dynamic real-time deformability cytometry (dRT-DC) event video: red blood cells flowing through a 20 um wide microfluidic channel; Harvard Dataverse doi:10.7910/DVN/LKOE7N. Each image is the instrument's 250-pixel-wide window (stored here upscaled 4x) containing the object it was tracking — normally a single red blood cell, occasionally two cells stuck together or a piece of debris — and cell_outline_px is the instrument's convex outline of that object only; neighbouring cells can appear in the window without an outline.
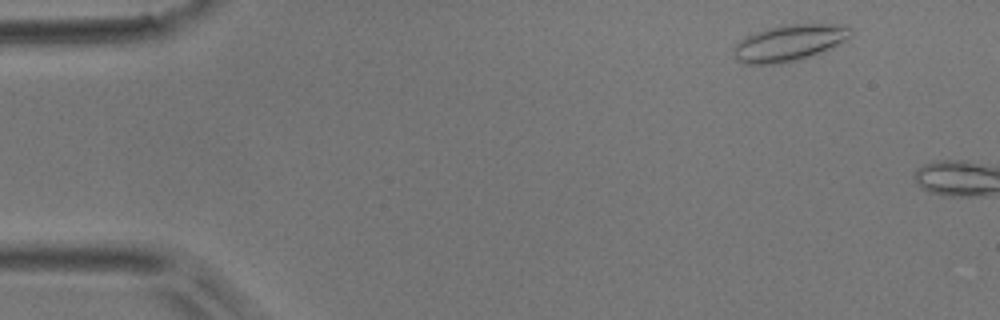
{"species": "common noctule bat (a hibernating species)", "species_latin": "Nyctalus noctula", "temperature_condition": "room temperature", "stored_images_in_passage": 5, "camera_frame_rate_fps": 3000, "um_per_image_px": 0.085, "animal": {"sex": "male", "body_mass_g": 17.9}, "frame": {"image": 1, "passage_image": 3, "time_ms": 0.667, "image_size_px": [1000, 320], "cell_outline_px": [[852, 36], [848, 40], [820, 52], [796, 60], [780, 64], [744, 64], [736, 60], [732, 52], [736, 44], [740, 40], [756, 32], [768, 28], [788, 24], [832, 24], [852, 28]], "centroid_in_image_um": [67.07, 3.65], "position_along_channel_um": 17.9, "area_um2": 24.62}}